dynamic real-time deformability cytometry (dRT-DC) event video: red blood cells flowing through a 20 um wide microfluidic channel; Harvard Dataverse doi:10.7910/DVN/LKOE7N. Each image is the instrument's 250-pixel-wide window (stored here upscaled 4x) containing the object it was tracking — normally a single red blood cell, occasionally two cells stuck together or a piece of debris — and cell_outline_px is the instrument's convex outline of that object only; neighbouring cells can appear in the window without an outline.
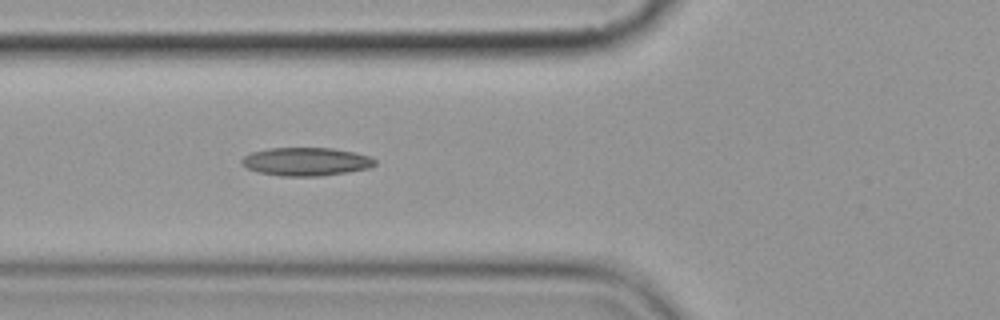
{"species": "common noctule bat (a hibernating species)", "species_latin": "Nyctalus noctula", "temperature_condition": "cold", "stored_images_in_passage": 6, "camera_frame_rate_fps": 3000, "um_per_image_px": 0.085, "animal": {"sex": "female", "body_mass_g": 19.9}, "frame": {"image": 1, "passage_image": 6, "time_ms": 6.333, "image_size_px": [1000, 320], "cell_outline_px": [[376, 164], [368, 168], [348, 172], [320, 176], [280, 176], [256, 172], [240, 164], [240, 160], [244, 156], [252, 152], [268, 148], [332, 148], [352, 152], [368, 156], [376, 160]], "centroid_in_image_um": [25.97, 13.74], "position_along_channel_um": 99.8, "area_um2": 21.96}}